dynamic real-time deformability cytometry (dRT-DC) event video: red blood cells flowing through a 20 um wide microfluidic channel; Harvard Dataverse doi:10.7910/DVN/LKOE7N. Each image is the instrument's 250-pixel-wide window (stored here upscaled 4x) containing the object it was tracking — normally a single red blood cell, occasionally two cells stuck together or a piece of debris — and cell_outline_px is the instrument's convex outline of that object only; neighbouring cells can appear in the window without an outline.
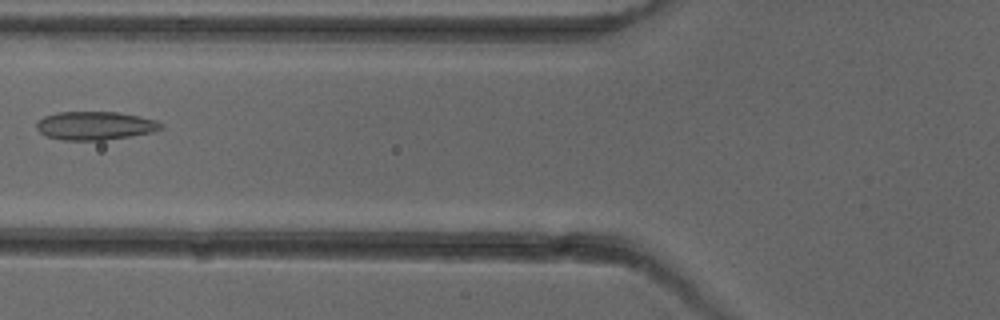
{"species": "common noctule bat (a hibernating species)", "species_latin": "Nyctalus noctula", "temperature_condition": "cold", "stored_images_in_passage": 7, "camera_frame_rate_fps": 3000, "um_per_image_px": 0.085, "animal": {"sex": "female"}, "frame": {"image": 1, "passage_image": 6, "time_ms": 6.667, "image_size_px": [1000, 320], "cell_outline_px": [[164, 128], [152, 132], [132, 136], [104, 140], [64, 140], [48, 136], [40, 132], [36, 128], [36, 124], [44, 116], [56, 112], [120, 112], [140, 116], [156, 120], [164, 124]], "centroid_in_image_um": [8.13, 10.67], "position_along_channel_um": 117.7, "area_um2": 20.69}}
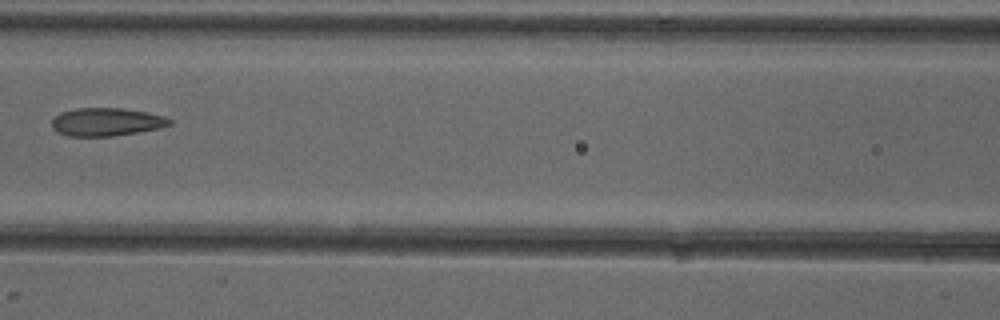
{"frame": {"image": 2, "passage_image": 7, "time_ms": 7.667, "image_size_px": [1000, 320], "cell_outline_px": [[172, 124], [160, 128], [112, 136], [68, 136], [56, 132], [52, 128], [52, 120], [60, 112], [76, 108], [124, 108], [148, 112], [164, 116], [172, 120]], "centroid_in_image_um": [9.04, 10.36], "position_along_channel_um": 157.6, "area_um2": 19.36}}